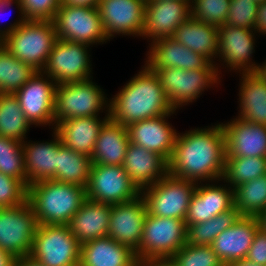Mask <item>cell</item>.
Masks as SVG:
<instances>
[{
    "mask_svg": "<svg viewBox=\"0 0 266 266\" xmlns=\"http://www.w3.org/2000/svg\"><path fill=\"white\" fill-rule=\"evenodd\" d=\"M137 74L111 95L109 118L118 124L128 126L134 122L175 114L161 86L158 75L146 63Z\"/></svg>",
    "mask_w": 266,
    "mask_h": 266,
    "instance_id": "2",
    "label": "cell"
},
{
    "mask_svg": "<svg viewBox=\"0 0 266 266\" xmlns=\"http://www.w3.org/2000/svg\"><path fill=\"white\" fill-rule=\"evenodd\" d=\"M220 123L225 134L226 157H266V125L236 116Z\"/></svg>",
    "mask_w": 266,
    "mask_h": 266,
    "instance_id": "21",
    "label": "cell"
},
{
    "mask_svg": "<svg viewBox=\"0 0 266 266\" xmlns=\"http://www.w3.org/2000/svg\"><path fill=\"white\" fill-rule=\"evenodd\" d=\"M246 259L266 266V232L260 227L254 235Z\"/></svg>",
    "mask_w": 266,
    "mask_h": 266,
    "instance_id": "44",
    "label": "cell"
},
{
    "mask_svg": "<svg viewBox=\"0 0 266 266\" xmlns=\"http://www.w3.org/2000/svg\"><path fill=\"white\" fill-rule=\"evenodd\" d=\"M218 52L216 58V69L219 77L224 72H235V74H245L257 72L260 64L253 60L256 52L255 46L256 36L259 37L255 30L245 29L241 27L222 25L218 27ZM253 55V57H252ZM218 59V60H217ZM222 66V68H221Z\"/></svg>",
    "mask_w": 266,
    "mask_h": 266,
    "instance_id": "7",
    "label": "cell"
},
{
    "mask_svg": "<svg viewBox=\"0 0 266 266\" xmlns=\"http://www.w3.org/2000/svg\"><path fill=\"white\" fill-rule=\"evenodd\" d=\"M254 30L259 34V36L266 35V0L258 4Z\"/></svg>",
    "mask_w": 266,
    "mask_h": 266,
    "instance_id": "46",
    "label": "cell"
},
{
    "mask_svg": "<svg viewBox=\"0 0 266 266\" xmlns=\"http://www.w3.org/2000/svg\"><path fill=\"white\" fill-rule=\"evenodd\" d=\"M57 83L42 71L30 78L14 93L26 119L34 127L54 130V100ZM51 127V128H50Z\"/></svg>",
    "mask_w": 266,
    "mask_h": 266,
    "instance_id": "15",
    "label": "cell"
},
{
    "mask_svg": "<svg viewBox=\"0 0 266 266\" xmlns=\"http://www.w3.org/2000/svg\"><path fill=\"white\" fill-rule=\"evenodd\" d=\"M36 73L37 70L14 57L0 42V93L14 94Z\"/></svg>",
    "mask_w": 266,
    "mask_h": 266,
    "instance_id": "34",
    "label": "cell"
},
{
    "mask_svg": "<svg viewBox=\"0 0 266 266\" xmlns=\"http://www.w3.org/2000/svg\"><path fill=\"white\" fill-rule=\"evenodd\" d=\"M144 63L150 68H180L193 70L205 67L209 61L200 54L170 38H161L147 46Z\"/></svg>",
    "mask_w": 266,
    "mask_h": 266,
    "instance_id": "24",
    "label": "cell"
},
{
    "mask_svg": "<svg viewBox=\"0 0 266 266\" xmlns=\"http://www.w3.org/2000/svg\"><path fill=\"white\" fill-rule=\"evenodd\" d=\"M231 0H192V17L220 27L226 24Z\"/></svg>",
    "mask_w": 266,
    "mask_h": 266,
    "instance_id": "40",
    "label": "cell"
},
{
    "mask_svg": "<svg viewBox=\"0 0 266 266\" xmlns=\"http://www.w3.org/2000/svg\"><path fill=\"white\" fill-rule=\"evenodd\" d=\"M137 266H177L172 258H151L137 261Z\"/></svg>",
    "mask_w": 266,
    "mask_h": 266,
    "instance_id": "47",
    "label": "cell"
},
{
    "mask_svg": "<svg viewBox=\"0 0 266 266\" xmlns=\"http://www.w3.org/2000/svg\"><path fill=\"white\" fill-rule=\"evenodd\" d=\"M86 200V187L75 184L43 180L28 186L27 201L38 225H67Z\"/></svg>",
    "mask_w": 266,
    "mask_h": 266,
    "instance_id": "3",
    "label": "cell"
},
{
    "mask_svg": "<svg viewBox=\"0 0 266 266\" xmlns=\"http://www.w3.org/2000/svg\"><path fill=\"white\" fill-rule=\"evenodd\" d=\"M164 1H168V0H164ZM172 1H174V0H172ZM179 1H188L192 4V0H179Z\"/></svg>",
    "mask_w": 266,
    "mask_h": 266,
    "instance_id": "55",
    "label": "cell"
},
{
    "mask_svg": "<svg viewBox=\"0 0 266 266\" xmlns=\"http://www.w3.org/2000/svg\"><path fill=\"white\" fill-rule=\"evenodd\" d=\"M257 12L254 0H231L226 25L254 30Z\"/></svg>",
    "mask_w": 266,
    "mask_h": 266,
    "instance_id": "41",
    "label": "cell"
},
{
    "mask_svg": "<svg viewBox=\"0 0 266 266\" xmlns=\"http://www.w3.org/2000/svg\"><path fill=\"white\" fill-rule=\"evenodd\" d=\"M173 115L165 114L129 124L126 126L129 141L158 153L169 162L174 152L178 134L176 128L168 120Z\"/></svg>",
    "mask_w": 266,
    "mask_h": 266,
    "instance_id": "20",
    "label": "cell"
},
{
    "mask_svg": "<svg viewBox=\"0 0 266 266\" xmlns=\"http://www.w3.org/2000/svg\"><path fill=\"white\" fill-rule=\"evenodd\" d=\"M234 207L241 216L256 217L266 209V174L234 188Z\"/></svg>",
    "mask_w": 266,
    "mask_h": 266,
    "instance_id": "35",
    "label": "cell"
},
{
    "mask_svg": "<svg viewBox=\"0 0 266 266\" xmlns=\"http://www.w3.org/2000/svg\"><path fill=\"white\" fill-rule=\"evenodd\" d=\"M172 38L202 55L210 63H216L219 42L218 27L191 16L176 29Z\"/></svg>",
    "mask_w": 266,
    "mask_h": 266,
    "instance_id": "30",
    "label": "cell"
},
{
    "mask_svg": "<svg viewBox=\"0 0 266 266\" xmlns=\"http://www.w3.org/2000/svg\"><path fill=\"white\" fill-rule=\"evenodd\" d=\"M16 257L0 247V266H13Z\"/></svg>",
    "mask_w": 266,
    "mask_h": 266,
    "instance_id": "49",
    "label": "cell"
},
{
    "mask_svg": "<svg viewBox=\"0 0 266 266\" xmlns=\"http://www.w3.org/2000/svg\"><path fill=\"white\" fill-rule=\"evenodd\" d=\"M148 209L142 195L111 206L108 236L136 251L140 246L142 230Z\"/></svg>",
    "mask_w": 266,
    "mask_h": 266,
    "instance_id": "19",
    "label": "cell"
},
{
    "mask_svg": "<svg viewBox=\"0 0 266 266\" xmlns=\"http://www.w3.org/2000/svg\"><path fill=\"white\" fill-rule=\"evenodd\" d=\"M171 258L177 266H225L208 245L186 243Z\"/></svg>",
    "mask_w": 266,
    "mask_h": 266,
    "instance_id": "39",
    "label": "cell"
},
{
    "mask_svg": "<svg viewBox=\"0 0 266 266\" xmlns=\"http://www.w3.org/2000/svg\"><path fill=\"white\" fill-rule=\"evenodd\" d=\"M31 127L16 96L10 93H0V136L22 143L28 138L27 134Z\"/></svg>",
    "mask_w": 266,
    "mask_h": 266,
    "instance_id": "33",
    "label": "cell"
},
{
    "mask_svg": "<svg viewBox=\"0 0 266 266\" xmlns=\"http://www.w3.org/2000/svg\"><path fill=\"white\" fill-rule=\"evenodd\" d=\"M92 164L91 156L75 152L61 143L57 151L56 177L53 180L87 187Z\"/></svg>",
    "mask_w": 266,
    "mask_h": 266,
    "instance_id": "32",
    "label": "cell"
},
{
    "mask_svg": "<svg viewBox=\"0 0 266 266\" xmlns=\"http://www.w3.org/2000/svg\"><path fill=\"white\" fill-rule=\"evenodd\" d=\"M256 4H260L261 2L265 1V0H254Z\"/></svg>",
    "mask_w": 266,
    "mask_h": 266,
    "instance_id": "54",
    "label": "cell"
},
{
    "mask_svg": "<svg viewBox=\"0 0 266 266\" xmlns=\"http://www.w3.org/2000/svg\"><path fill=\"white\" fill-rule=\"evenodd\" d=\"M236 117L266 125V80L257 72L239 74Z\"/></svg>",
    "mask_w": 266,
    "mask_h": 266,
    "instance_id": "29",
    "label": "cell"
},
{
    "mask_svg": "<svg viewBox=\"0 0 266 266\" xmlns=\"http://www.w3.org/2000/svg\"><path fill=\"white\" fill-rule=\"evenodd\" d=\"M195 188L196 183L167 173L141 195L150 215L185 220Z\"/></svg>",
    "mask_w": 266,
    "mask_h": 266,
    "instance_id": "11",
    "label": "cell"
},
{
    "mask_svg": "<svg viewBox=\"0 0 266 266\" xmlns=\"http://www.w3.org/2000/svg\"><path fill=\"white\" fill-rule=\"evenodd\" d=\"M15 6V9L18 10V16L15 21L10 22L3 27H0V40L3 39L7 34L12 33L16 28L20 27L27 19L23 12V7L19 0H0V12L11 9L12 6ZM4 13V12H3Z\"/></svg>",
    "mask_w": 266,
    "mask_h": 266,
    "instance_id": "45",
    "label": "cell"
},
{
    "mask_svg": "<svg viewBox=\"0 0 266 266\" xmlns=\"http://www.w3.org/2000/svg\"><path fill=\"white\" fill-rule=\"evenodd\" d=\"M0 172L21 180L28 187L20 141L0 136Z\"/></svg>",
    "mask_w": 266,
    "mask_h": 266,
    "instance_id": "38",
    "label": "cell"
},
{
    "mask_svg": "<svg viewBox=\"0 0 266 266\" xmlns=\"http://www.w3.org/2000/svg\"><path fill=\"white\" fill-rule=\"evenodd\" d=\"M51 135V140L26 139L22 142L28 186L43 180H53L56 177L57 151L62 142L54 130Z\"/></svg>",
    "mask_w": 266,
    "mask_h": 266,
    "instance_id": "23",
    "label": "cell"
},
{
    "mask_svg": "<svg viewBox=\"0 0 266 266\" xmlns=\"http://www.w3.org/2000/svg\"><path fill=\"white\" fill-rule=\"evenodd\" d=\"M97 9L109 43L117 35L140 38L145 15L143 0H99Z\"/></svg>",
    "mask_w": 266,
    "mask_h": 266,
    "instance_id": "16",
    "label": "cell"
},
{
    "mask_svg": "<svg viewBox=\"0 0 266 266\" xmlns=\"http://www.w3.org/2000/svg\"><path fill=\"white\" fill-rule=\"evenodd\" d=\"M91 46L57 39L42 72L57 84L93 77Z\"/></svg>",
    "mask_w": 266,
    "mask_h": 266,
    "instance_id": "12",
    "label": "cell"
},
{
    "mask_svg": "<svg viewBox=\"0 0 266 266\" xmlns=\"http://www.w3.org/2000/svg\"><path fill=\"white\" fill-rule=\"evenodd\" d=\"M127 127L110 118L101 127L91 155L93 164L123 165L128 147Z\"/></svg>",
    "mask_w": 266,
    "mask_h": 266,
    "instance_id": "31",
    "label": "cell"
},
{
    "mask_svg": "<svg viewBox=\"0 0 266 266\" xmlns=\"http://www.w3.org/2000/svg\"><path fill=\"white\" fill-rule=\"evenodd\" d=\"M266 80V59L260 64L259 70L257 71Z\"/></svg>",
    "mask_w": 266,
    "mask_h": 266,
    "instance_id": "53",
    "label": "cell"
},
{
    "mask_svg": "<svg viewBox=\"0 0 266 266\" xmlns=\"http://www.w3.org/2000/svg\"><path fill=\"white\" fill-rule=\"evenodd\" d=\"M62 3L69 6H85L90 8H97L99 0H62Z\"/></svg>",
    "mask_w": 266,
    "mask_h": 266,
    "instance_id": "48",
    "label": "cell"
},
{
    "mask_svg": "<svg viewBox=\"0 0 266 266\" xmlns=\"http://www.w3.org/2000/svg\"><path fill=\"white\" fill-rule=\"evenodd\" d=\"M137 261L135 251L109 236L80 246L79 266H137Z\"/></svg>",
    "mask_w": 266,
    "mask_h": 266,
    "instance_id": "27",
    "label": "cell"
},
{
    "mask_svg": "<svg viewBox=\"0 0 266 266\" xmlns=\"http://www.w3.org/2000/svg\"><path fill=\"white\" fill-rule=\"evenodd\" d=\"M56 40L53 21L26 20L0 42L18 60L42 71Z\"/></svg>",
    "mask_w": 266,
    "mask_h": 266,
    "instance_id": "6",
    "label": "cell"
},
{
    "mask_svg": "<svg viewBox=\"0 0 266 266\" xmlns=\"http://www.w3.org/2000/svg\"><path fill=\"white\" fill-rule=\"evenodd\" d=\"M27 196L28 187L21 180L0 172V208L22 205Z\"/></svg>",
    "mask_w": 266,
    "mask_h": 266,
    "instance_id": "42",
    "label": "cell"
},
{
    "mask_svg": "<svg viewBox=\"0 0 266 266\" xmlns=\"http://www.w3.org/2000/svg\"><path fill=\"white\" fill-rule=\"evenodd\" d=\"M240 216L234 207L216 215L208 221L188 225L186 230L187 243L191 245L211 246L216 236L227 228H230Z\"/></svg>",
    "mask_w": 266,
    "mask_h": 266,
    "instance_id": "36",
    "label": "cell"
},
{
    "mask_svg": "<svg viewBox=\"0 0 266 266\" xmlns=\"http://www.w3.org/2000/svg\"><path fill=\"white\" fill-rule=\"evenodd\" d=\"M110 204L86 200L67 224L80 244L108 236Z\"/></svg>",
    "mask_w": 266,
    "mask_h": 266,
    "instance_id": "28",
    "label": "cell"
},
{
    "mask_svg": "<svg viewBox=\"0 0 266 266\" xmlns=\"http://www.w3.org/2000/svg\"><path fill=\"white\" fill-rule=\"evenodd\" d=\"M259 227L256 216H240L230 228L216 236L211 247L225 266L245 259Z\"/></svg>",
    "mask_w": 266,
    "mask_h": 266,
    "instance_id": "22",
    "label": "cell"
},
{
    "mask_svg": "<svg viewBox=\"0 0 266 266\" xmlns=\"http://www.w3.org/2000/svg\"><path fill=\"white\" fill-rule=\"evenodd\" d=\"M86 192L88 200L110 205L128 202L141 195L123 165L92 164Z\"/></svg>",
    "mask_w": 266,
    "mask_h": 266,
    "instance_id": "14",
    "label": "cell"
},
{
    "mask_svg": "<svg viewBox=\"0 0 266 266\" xmlns=\"http://www.w3.org/2000/svg\"><path fill=\"white\" fill-rule=\"evenodd\" d=\"M57 39L82 43L91 47L108 43L96 7L69 6L61 3L53 20Z\"/></svg>",
    "mask_w": 266,
    "mask_h": 266,
    "instance_id": "10",
    "label": "cell"
},
{
    "mask_svg": "<svg viewBox=\"0 0 266 266\" xmlns=\"http://www.w3.org/2000/svg\"><path fill=\"white\" fill-rule=\"evenodd\" d=\"M225 158V134L220 122L191 127L178 132L168 173L196 184L217 181L223 178Z\"/></svg>",
    "mask_w": 266,
    "mask_h": 266,
    "instance_id": "1",
    "label": "cell"
},
{
    "mask_svg": "<svg viewBox=\"0 0 266 266\" xmlns=\"http://www.w3.org/2000/svg\"><path fill=\"white\" fill-rule=\"evenodd\" d=\"M266 174V157H226L223 181L232 189Z\"/></svg>",
    "mask_w": 266,
    "mask_h": 266,
    "instance_id": "37",
    "label": "cell"
},
{
    "mask_svg": "<svg viewBox=\"0 0 266 266\" xmlns=\"http://www.w3.org/2000/svg\"><path fill=\"white\" fill-rule=\"evenodd\" d=\"M158 75L169 103L176 111L192 105L205 91L221 86L222 79L216 65L208 63L203 68L183 70L180 68H151ZM203 94V95H202Z\"/></svg>",
    "mask_w": 266,
    "mask_h": 266,
    "instance_id": "4",
    "label": "cell"
},
{
    "mask_svg": "<svg viewBox=\"0 0 266 266\" xmlns=\"http://www.w3.org/2000/svg\"><path fill=\"white\" fill-rule=\"evenodd\" d=\"M191 16V3L188 1H147L140 38L147 39L149 46L158 39L173 37L176 29Z\"/></svg>",
    "mask_w": 266,
    "mask_h": 266,
    "instance_id": "17",
    "label": "cell"
},
{
    "mask_svg": "<svg viewBox=\"0 0 266 266\" xmlns=\"http://www.w3.org/2000/svg\"><path fill=\"white\" fill-rule=\"evenodd\" d=\"M226 266H263V265L255 264L254 262H251L245 258L239 261L229 263Z\"/></svg>",
    "mask_w": 266,
    "mask_h": 266,
    "instance_id": "51",
    "label": "cell"
},
{
    "mask_svg": "<svg viewBox=\"0 0 266 266\" xmlns=\"http://www.w3.org/2000/svg\"><path fill=\"white\" fill-rule=\"evenodd\" d=\"M13 266H44L39 261L35 260L31 256L27 255L25 257L17 258Z\"/></svg>",
    "mask_w": 266,
    "mask_h": 266,
    "instance_id": "50",
    "label": "cell"
},
{
    "mask_svg": "<svg viewBox=\"0 0 266 266\" xmlns=\"http://www.w3.org/2000/svg\"><path fill=\"white\" fill-rule=\"evenodd\" d=\"M80 246L68 225H38L29 256L44 266H79Z\"/></svg>",
    "mask_w": 266,
    "mask_h": 266,
    "instance_id": "9",
    "label": "cell"
},
{
    "mask_svg": "<svg viewBox=\"0 0 266 266\" xmlns=\"http://www.w3.org/2000/svg\"><path fill=\"white\" fill-rule=\"evenodd\" d=\"M104 117L89 116L76 117L58 122L54 131L59 135L64 146L71 148L75 152H80L91 156L99 131L103 124L109 119V115Z\"/></svg>",
    "mask_w": 266,
    "mask_h": 266,
    "instance_id": "26",
    "label": "cell"
},
{
    "mask_svg": "<svg viewBox=\"0 0 266 266\" xmlns=\"http://www.w3.org/2000/svg\"><path fill=\"white\" fill-rule=\"evenodd\" d=\"M260 228H262L266 232V209L257 217Z\"/></svg>",
    "mask_w": 266,
    "mask_h": 266,
    "instance_id": "52",
    "label": "cell"
},
{
    "mask_svg": "<svg viewBox=\"0 0 266 266\" xmlns=\"http://www.w3.org/2000/svg\"><path fill=\"white\" fill-rule=\"evenodd\" d=\"M93 78L57 84L54 100L55 125L76 117L109 115L110 98Z\"/></svg>",
    "mask_w": 266,
    "mask_h": 266,
    "instance_id": "5",
    "label": "cell"
},
{
    "mask_svg": "<svg viewBox=\"0 0 266 266\" xmlns=\"http://www.w3.org/2000/svg\"><path fill=\"white\" fill-rule=\"evenodd\" d=\"M27 20L53 21L62 0H19Z\"/></svg>",
    "mask_w": 266,
    "mask_h": 266,
    "instance_id": "43",
    "label": "cell"
},
{
    "mask_svg": "<svg viewBox=\"0 0 266 266\" xmlns=\"http://www.w3.org/2000/svg\"><path fill=\"white\" fill-rule=\"evenodd\" d=\"M232 208H234V189L223 179L197 183L190 199L185 225L187 227L190 224L208 221Z\"/></svg>",
    "mask_w": 266,
    "mask_h": 266,
    "instance_id": "18",
    "label": "cell"
},
{
    "mask_svg": "<svg viewBox=\"0 0 266 266\" xmlns=\"http://www.w3.org/2000/svg\"><path fill=\"white\" fill-rule=\"evenodd\" d=\"M123 168L140 191L155 184L168 173V162L158 153L129 143Z\"/></svg>",
    "mask_w": 266,
    "mask_h": 266,
    "instance_id": "25",
    "label": "cell"
},
{
    "mask_svg": "<svg viewBox=\"0 0 266 266\" xmlns=\"http://www.w3.org/2000/svg\"><path fill=\"white\" fill-rule=\"evenodd\" d=\"M186 230L185 220L147 213L136 258H171L187 243Z\"/></svg>",
    "mask_w": 266,
    "mask_h": 266,
    "instance_id": "8",
    "label": "cell"
},
{
    "mask_svg": "<svg viewBox=\"0 0 266 266\" xmlns=\"http://www.w3.org/2000/svg\"><path fill=\"white\" fill-rule=\"evenodd\" d=\"M37 219L28 201L0 208V247L16 258L30 255Z\"/></svg>",
    "mask_w": 266,
    "mask_h": 266,
    "instance_id": "13",
    "label": "cell"
}]
</instances>
